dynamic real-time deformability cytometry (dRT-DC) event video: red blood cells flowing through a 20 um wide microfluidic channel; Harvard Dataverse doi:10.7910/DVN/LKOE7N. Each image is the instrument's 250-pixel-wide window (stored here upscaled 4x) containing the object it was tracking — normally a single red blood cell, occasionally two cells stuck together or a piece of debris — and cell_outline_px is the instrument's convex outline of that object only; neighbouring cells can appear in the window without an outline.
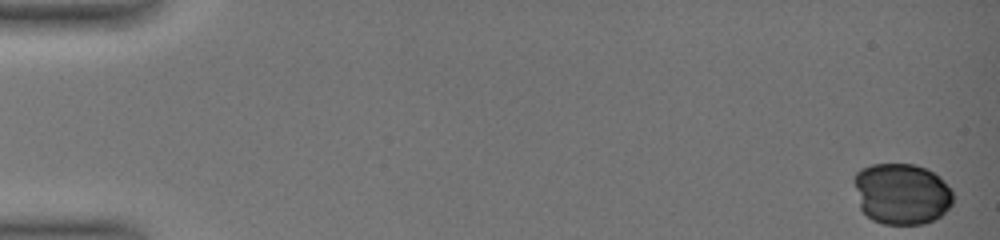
{"species": "common noctule bat (a hibernating species)", "species_latin": "Nyctalus noctula", "temperature_condition": "warm", "stored_images_in_passage": 48, "camera_frame_rate_fps": 3000, "um_per_image_px": 0.085, "animal": {"sex": "female", "body_mass_g": 19.0, "forearm_length_mm": 51.5}, "frame": {"image": 1, "passage_image": 1, "time_ms": 0.0, "image_size_px": [1000, 240], "cell_outline_px": [[952, 204], [936, 220], [924, 224], [884, 224], [872, 220], [860, 208], [852, 180], [856, 172], [860, 168], [872, 164], [916, 164], [928, 168], [940, 176], [952, 192]], "centroid_in_image_um": [76.62, 16.46], "position_along_channel_um": 8.4, "area_um2": 35.72}}